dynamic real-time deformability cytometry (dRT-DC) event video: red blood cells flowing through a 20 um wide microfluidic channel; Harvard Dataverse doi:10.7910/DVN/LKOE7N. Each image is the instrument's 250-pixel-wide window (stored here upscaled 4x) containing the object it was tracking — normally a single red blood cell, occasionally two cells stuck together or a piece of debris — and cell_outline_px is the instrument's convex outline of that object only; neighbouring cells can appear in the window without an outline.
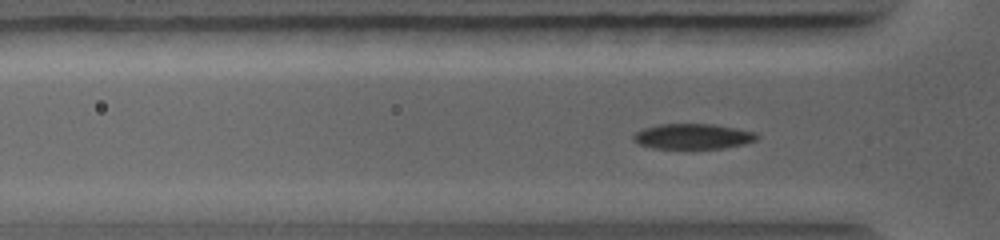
{"species": "common noctule bat (a hibernating species)", "species_latin": "Nyctalus noctula", "temperature_condition": "warm", "stored_images_in_passage": 87, "camera_frame_rate_fps": 5000, "um_per_image_px": 0.085, "animal": {"sex": "female", "body_mass_g": 19.0, "forearm_length_mm": 56.7}, "frame": {"image": 1, "passage_image": 23, "time_ms": 2.6, "image_size_px": [1000, 240], "cell_outline_px": [[760, 136], [756, 140], [744, 144], [720, 148], [652, 148], [640, 144], [632, 140], [632, 136], [636, 132], [644, 128], [660, 124], [712, 124], [752, 132]], "centroid_in_image_um": [58.85, 11.59], "position_along_channel_um": 67.0, "area_um2": 17.92}}
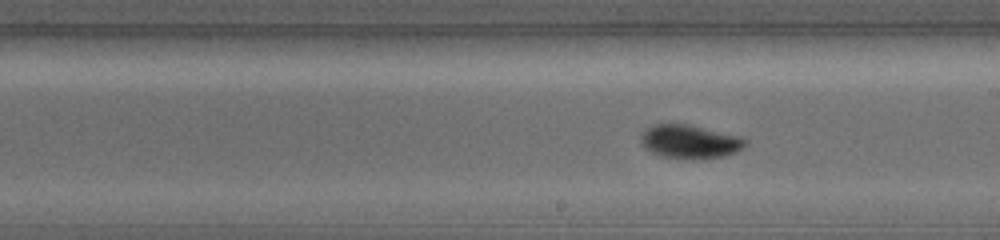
{"frame": {"image": 2, "passage_image": 51, "time_ms": 5.8, "image_size_px": [1000, 240], "cell_outline_px": [[748, 144], [744, 148], [736, 152], [724, 156], [700, 160], [688, 160], [664, 156], [652, 152], [644, 148], [640, 140], [640, 136], [644, 128], [656, 124], [684, 124], [736, 136], [748, 140]], "centroid_in_image_um": [58.61, 12.07], "position_along_channel_um": 230.4, "area_um2": 20.46}}
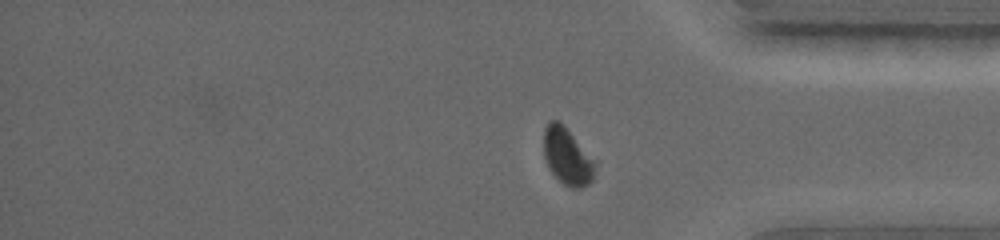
{"frame": {"image": 3, "passage_image": 78, "time_ms": 9.0, "image_size_px": [1000, 240], "cell_outline_px": [[596, 164], [592, 180], [588, 184], [580, 188], [576, 188], [564, 184], [548, 168], [544, 156], [544, 128], [552, 120], [560, 120], [564, 124]], "centroid_in_image_um": [48.19, 13.27], "position_along_channel_um": 387.0, "area_um2": 16.65}}